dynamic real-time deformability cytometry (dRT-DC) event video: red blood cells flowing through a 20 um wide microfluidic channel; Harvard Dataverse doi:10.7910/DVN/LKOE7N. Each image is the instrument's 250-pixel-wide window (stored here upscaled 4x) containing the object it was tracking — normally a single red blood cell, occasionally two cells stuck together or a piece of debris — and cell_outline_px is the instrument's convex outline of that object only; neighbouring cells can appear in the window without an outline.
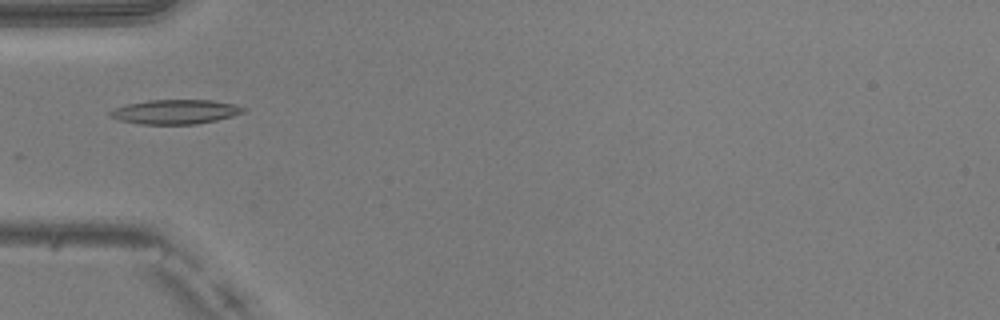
{"species": "common noctule bat (a hibernating species)", "species_latin": "Nyctalus noctula", "temperature_condition": "warm", "stored_images_in_passage": 35, "camera_frame_rate_fps": 3000, "um_per_image_px": 0.085, "animal": {"sex": "male", "body_mass_g": 20.5, "forearm_length_mm": 52.5}, "frame": {"image": 1, "passage_image": 1, "time_ms": 0.0, "image_size_px": [1000, 320], "cell_outline_px": [[244, 112], [232, 116], [216, 120], [196, 124], [140, 124], [120, 120], [108, 116], [108, 112], [116, 108], [128, 104], [148, 100], [212, 100], [236, 104], [244, 108]], "centroid_in_image_um": [14.9, 9.5], "position_along_channel_um": 70.1, "area_um2": 18.84}}
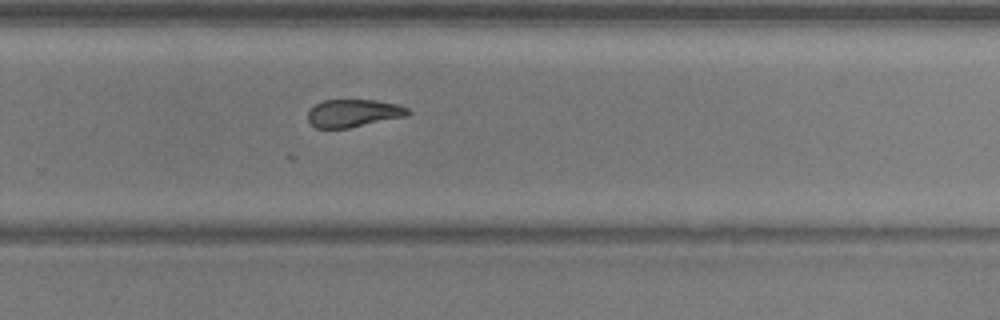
{"frame": {"image": 2, "passage_image": 18, "time_ms": 5.667, "image_size_px": [1000, 320], "cell_outline_px": [[412, 112], [408, 116], [348, 128], [316, 128], [308, 120], [308, 112], [316, 104], [324, 100], [376, 100], [400, 104], [408, 108]], "centroid_in_image_um": [30.1, 9.61], "position_along_channel_um": 299.7, "area_um2": 16.24}}
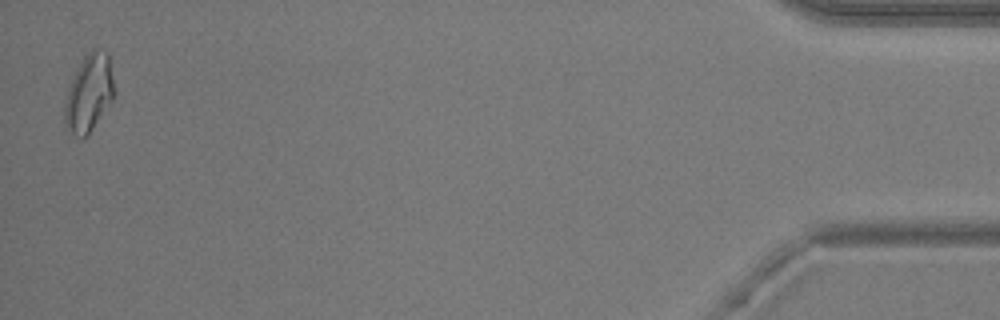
{"frame": {"image": 3, "passage_image": 34, "time_ms": 11.0, "image_size_px": [1000, 320], "cell_outline_px": [[112, 100], [92, 128], [84, 136], [76, 136], [68, 128], [64, 120], [64, 104], [72, 80], [84, 56], [92, 48], [104, 48], [108, 52], [112, 76]], "centroid_in_image_um": [7.56, 7.85], "position_along_channel_um": 427.6, "area_um2": 21.5}, "authors_computed_cell_mechanics": {"area_um2": 17.5134, "velocity_mm_per_s": 3.9134, "shape_relaxation_time_tau1_ms": 0.7712, "shape_relaxation_time_tau2_ms": null, "deformation_change_tau1": 0.2925, "deformation_change_tau2": null}}